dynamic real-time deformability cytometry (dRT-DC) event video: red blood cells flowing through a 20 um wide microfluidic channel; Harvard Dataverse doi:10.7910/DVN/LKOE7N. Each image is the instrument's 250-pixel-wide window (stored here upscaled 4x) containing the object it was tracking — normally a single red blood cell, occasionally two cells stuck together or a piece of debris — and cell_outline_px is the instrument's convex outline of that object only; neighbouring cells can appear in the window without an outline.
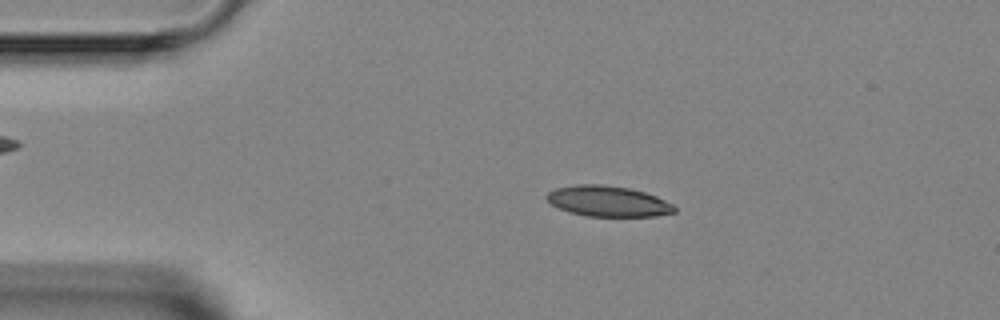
{"species": "Egyptian fruit bat (a non-hibernating species)", "species_latin": "Rousettus aegyptiacus", "temperature_condition": "room temperature", "stored_images_in_passage": 3, "camera_frame_rate_fps": 3000, "um_per_image_px": 0.085, "animal": {"sex": "female"}, "frame": {"image": 1, "passage_image": 2, "time_ms": 1.0, "image_size_px": [1000, 320], "cell_outline_px": [[676, 212], [656, 216], [584, 216], [568, 212], [552, 204], [544, 196], [548, 192], [556, 188], [576, 184], [600, 184], [628, 188], [644, 192], [656, 196], [672, 204], [676, 208]], "centroid_in_image_um": [51.66, 17.11], "position_along_channel_um": 33.3, "area_um2": 22.77}}